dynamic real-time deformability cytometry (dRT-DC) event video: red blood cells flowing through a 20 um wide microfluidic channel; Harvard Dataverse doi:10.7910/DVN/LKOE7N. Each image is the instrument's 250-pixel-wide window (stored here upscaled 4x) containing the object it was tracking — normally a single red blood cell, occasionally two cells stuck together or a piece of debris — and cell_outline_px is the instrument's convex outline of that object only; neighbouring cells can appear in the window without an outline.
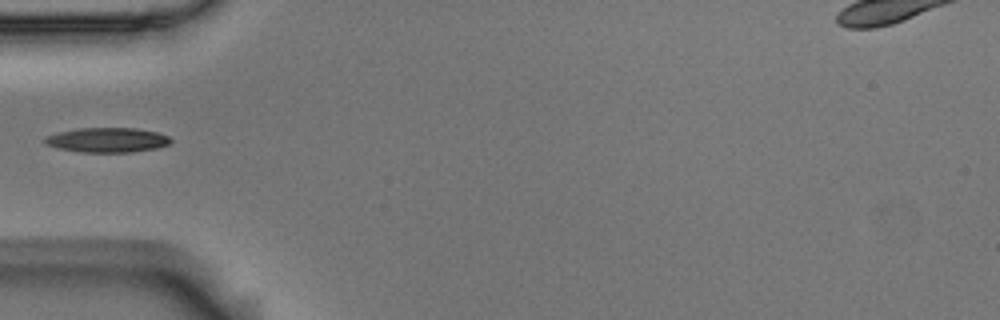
{"species": "Egyptian fruit bat (a non-hibernating species)", "species_latin": "Rousettus aegyptiacus", "temperature_condition": "room temperature", "stored_images_in_passage": 39, "camera_frame_rate_fps": 3000, "um_per_image_px": 0.085, "animal": {"sex": "male"}, "frame": {"image": 1, "passage_image": 1, "time_ms": 0.0, "image_size_px": [1000, 320], "cell_outline_px": [[172, 140], [168, 144], [156, 148], [132, 152], [80, 152], [56, 148], [44, 144], [44, 136], [60, 132], [80, 128], [136, 128], [156, 132], [168, 136]], "centroid_in_image_um": [9.08, 11.9], "position_along_channel_um": 75.9, "area_um2": 18.09}}
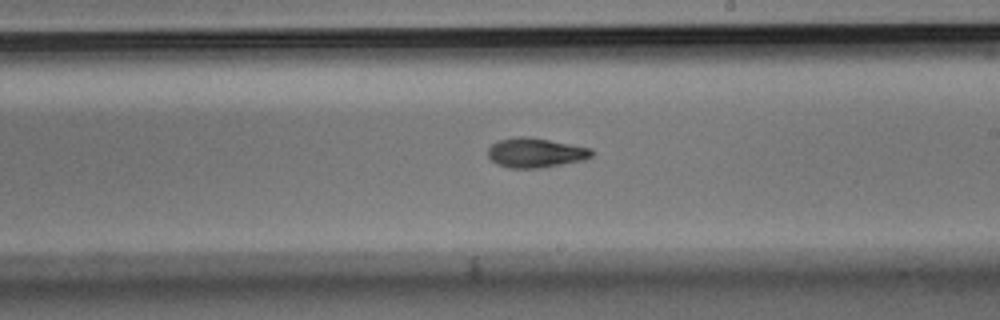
{"frame": {"image": 2, "passage_image": 15, "time_ms": 4.667, "image_size_px": [1000, 320], "cell_outline_px": [[592, 156], [584, 160], [540, 168], [508, 168], [496, 164], [488, 156], [488, 148], [496, 140], [516, 136], [528, 136], [592, 148]], "centroid_in_image_um": [45.49, 12.98], "position_along_channel_um": 243.5, "area_um2": 18.03}}
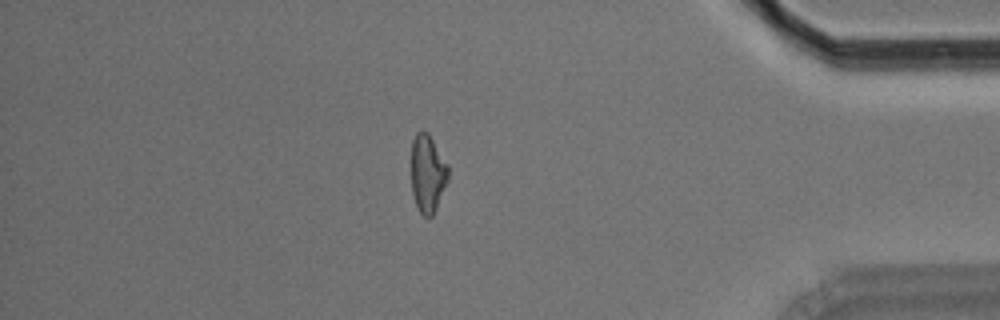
{"frame": {"image": 3, "passage_image": 31, "time_ms": 10.0, "image_size_px": [1000, 320], "cell_outline_px": [[448, 180], [436, 208], [432, 216], [428, 220], [416, 208], [412, 192], [412, 140], [416, 132], [420, 128], [424, 128], [428, 132], [448, 164]], "centroid_in_image_um": [36.34, 14.72], "position_along_channel_um": 398.9, "area_um2": 17.05}}